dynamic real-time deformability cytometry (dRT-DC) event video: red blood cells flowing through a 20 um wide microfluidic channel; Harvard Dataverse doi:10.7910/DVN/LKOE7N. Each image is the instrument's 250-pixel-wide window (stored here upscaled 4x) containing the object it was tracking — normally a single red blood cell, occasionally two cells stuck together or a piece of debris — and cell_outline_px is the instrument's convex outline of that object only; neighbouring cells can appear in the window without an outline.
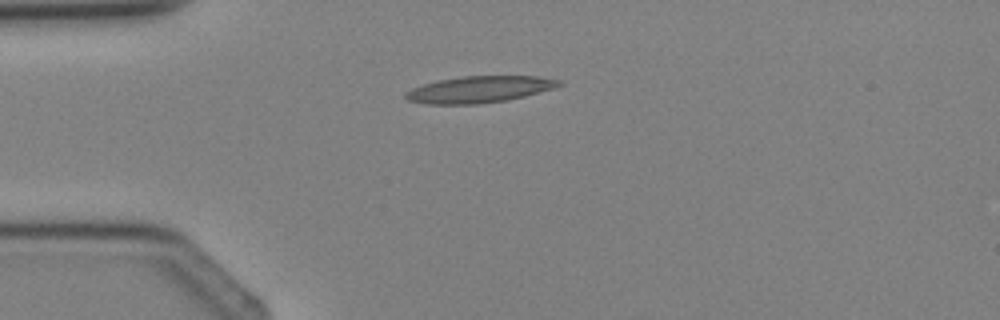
{"species": "Egyptian fruit bat (a non-hibernating species)", "species_latin": "Rousettus aegyptiacus", "temperature_condition": "cold", "stored_images_in_passage": 4, "camera_frame_rate_fps": 3000, "um_per_image_px": 0.085, "animal": {"sex": "female"}, "frame": {"image": 1, "passage_image": 3, "time_ms": 2.333, "image_size_px": [1000, 320], "cell_outline_px": [[564, 84], [552, 88], [524, 96], [508, 100], [480, 104], [424, 104], [408, 100], [404, 96], [404, 92], [412, 88], [424, 84], [440, 80], [464, 76], [536, 76], [560, 80]], "centroid_in_image_um": [40.71, 7.6], "position_along_channel_um": 44.3, "area_um2": 23.64}}
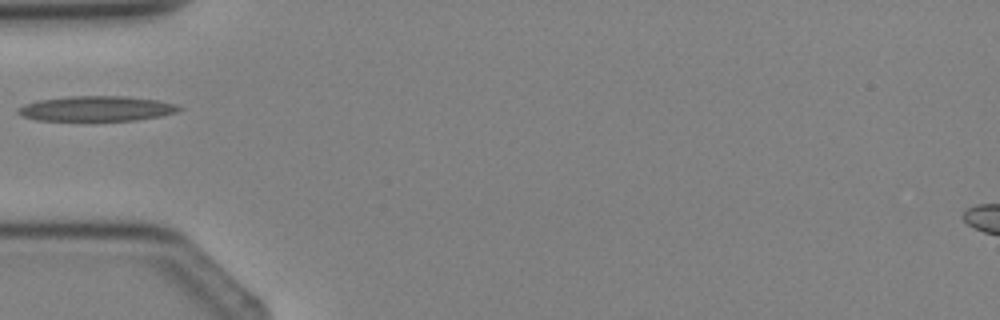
{"frame": {"image": 2, "passage_image": 4, "time_ms": 3.333, "image_size_px": [1000, 320], "cell_outline_px": [[184, 108], [176, 112], [160, 116], [136, 120], [36, 120], [24, 116], [16, 112], [16, 108], [24, 104], [40, 100], [68, 96], [124, 96], [160, 100], [176, 104]], "centroid_in_image_um": [8.22, 9.22], "position_along_channel_um": 76.8, "area_um2": 23.52}}